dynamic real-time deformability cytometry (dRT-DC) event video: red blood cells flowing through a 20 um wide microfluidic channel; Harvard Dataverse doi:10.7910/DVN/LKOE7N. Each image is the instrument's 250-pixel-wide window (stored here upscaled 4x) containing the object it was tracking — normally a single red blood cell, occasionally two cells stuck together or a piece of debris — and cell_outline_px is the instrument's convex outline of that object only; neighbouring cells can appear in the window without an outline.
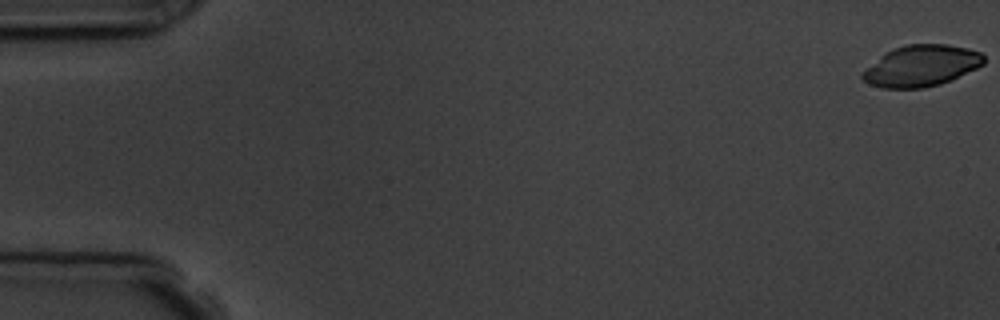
{"species": "common noctule bat (a hibernating species)", "species_latin": "Nyctalus noctula", "temperature_condition": "room temperature", "stored_images_in_passage": 5, "camera_frame_rate_fps": 3000, "um_per_image_px": 0.085, "animal": {"sex": "male", "body_mass_g": 19.5, "forearm_length_mm": 54.6}, "frame": {"image": 1, "passage_image": 1, "time_ms": 0.0, "image_size_px": [1000, 320], "cell_outline_px": [[984, 64], [952, 80], [940, 84], [924, 88], [880, 88], [868, 84], [860, 76], [860, 72], [884, 52], [908, 44], [948, 44], [968, 48], [980, 52], [984, 56]], "centroid_in_image_um": [78.28, 5.6], "position_along_channel_um": 6.7, "area_um2": 29.42}}